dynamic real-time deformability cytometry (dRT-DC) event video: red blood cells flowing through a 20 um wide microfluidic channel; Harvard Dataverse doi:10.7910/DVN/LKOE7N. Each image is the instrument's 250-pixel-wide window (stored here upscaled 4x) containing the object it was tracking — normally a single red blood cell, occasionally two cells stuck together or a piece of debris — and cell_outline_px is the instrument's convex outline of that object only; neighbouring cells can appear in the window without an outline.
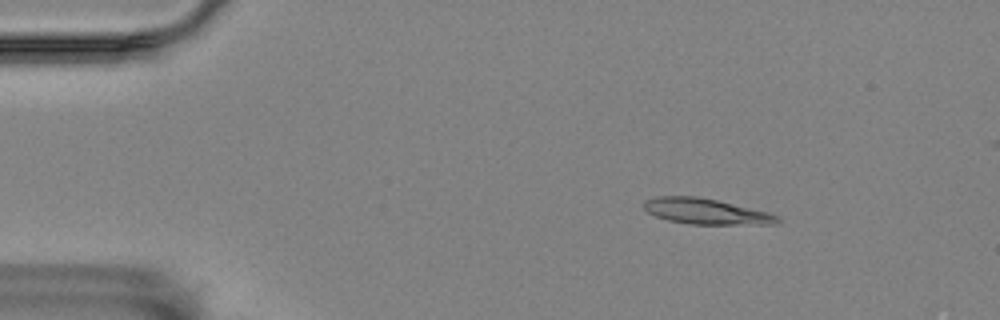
{"species": "Egyptian fruit bat (a non-hibernating species)", "species_latin": "Rousettus aegyptiacus", "temperature_condition": "room temperature", "stored_images_in_passage": 54, "camera_frame_rate_fps": 3000, "um_per_image_px": 0.085, "animal": {"sex": "female"}, "frame": {"image": 1, "passage_image": 8, "time_ms": 2.333, "image_size_px": [1000, 320], "cell_outline_px": [[780, 220], [776, 224], [692, 224], [668, 220], [656, 216], [648, 212], [644, 208], [644, 200], [656, 196], [696, 196], [716, 200], [768, 212], [776, 216]], "centroid_in_image_um": [59.97, 17.96], "position_along_channel_um": 25.0, "area_um2": 19.71}}
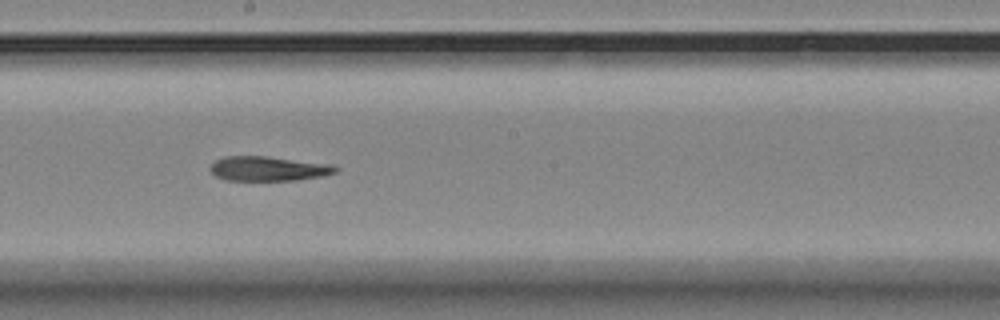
{"frame": {"image": 2, "passage_image": 31, "time_ms": 10.0, "image_size_px": [1000, 320], "cell_outline_px": [[336, 172], [320, 176], [296, 180], [228, 180], [216, 176], [208, 168], [216, 160], [224, 156], [264, 156], [332, 164], [336, 168]], "centroid_in_image_um": [22.77, 14.33], "position_along_channel_um": 225.4, "area_um2": 17.69}}
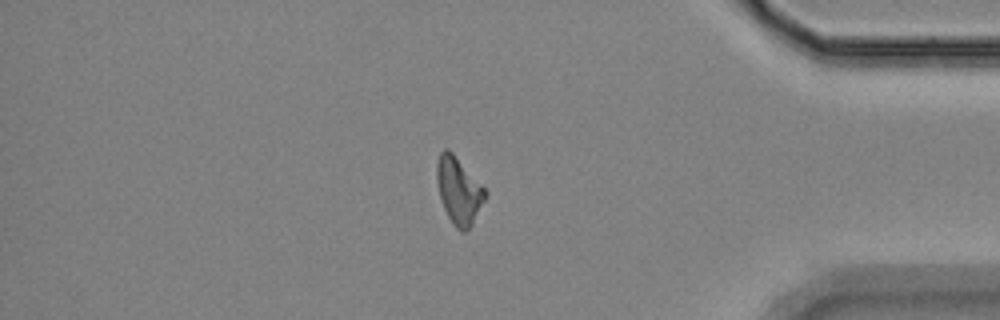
{"frame": {"image": 3, "passage_image": 48, "time_ms": 15.667, "image_size_px": [1000, 320], "cell_outline_px": [[488, 192], [468, 232], [460, 232], [452, 224], [444, 208], [440, 196], [436, 180], [436, 164], [440, 152], [444, 148], [448, 148], [452, 152]], "centroid_in_image_um": [38.98, 16.21], "position_along_channel_um": 396.2, "area_um2": 18.73}}